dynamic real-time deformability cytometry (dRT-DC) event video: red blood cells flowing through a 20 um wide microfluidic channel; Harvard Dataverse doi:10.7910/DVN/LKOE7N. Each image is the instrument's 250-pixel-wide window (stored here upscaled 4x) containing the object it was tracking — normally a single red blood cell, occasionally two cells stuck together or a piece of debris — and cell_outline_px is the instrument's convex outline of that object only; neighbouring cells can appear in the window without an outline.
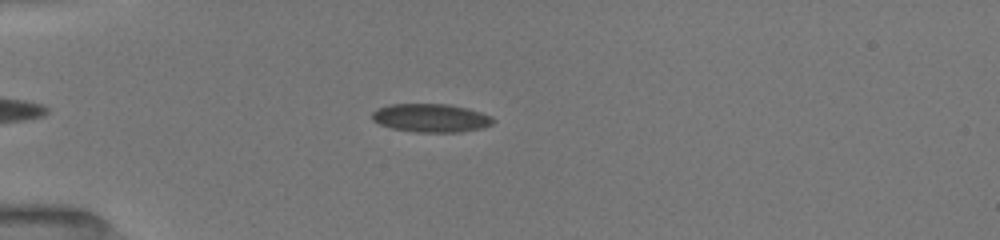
{"species": "common noctule bat (a hibernating species)", "species_latin": "Nyctalus noctula", "temperature_condition": "room temperature", "stored_images_in_passage": 40, "camera_frame_rate_fps": 3000, "um_per_image_px": 0.085, "animal": {"sex": "female", "body_mass_g": 19.5, "forearm_length_mm": 54.1}, "frame": {"image": 1, "passage_image": 9, "time_ms": 2.667, "image_size_px": [1000, 240], "cell_outline_px": [[496, 120], [492, 124], [480, 128], [456, 132], [416, 132], [392, 128], [380, 124], [372, 120], [372, 112], [376, 108], [388, 104], [448, 104], [468, 108], [492, 116]], "centroid_in_image_um": [36.61, 10.01], "position_along_channel_um": 48.4, "area_um2": 20.06}}
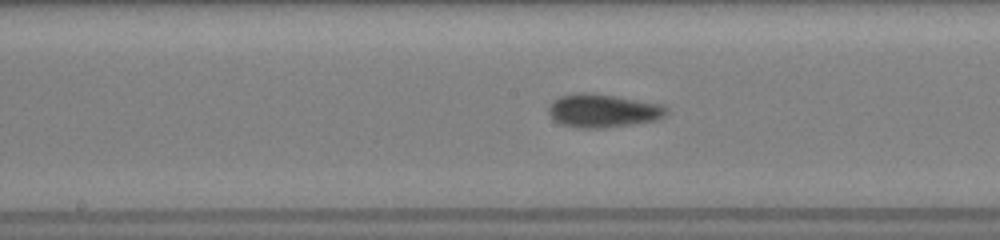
{"frame": {"image": 2, "passage_image": 22, "time_ms": 7.0, "image_size_px": [1000, 240], "cell_outline_px": [[668, 112], [664, 116], [656, 120], [636, 124], [604, 128], [576, 128], [560, 124], [548, 112], [548, 108], [552, 100], [560, 96], [576, 92], [588, 92], [616, 96], [664, 104], [668, 108]], "centroid_in_image_um": [51.27, 9.4], "position_along_channel_um": 196.9, "area_um2": 23.29}}
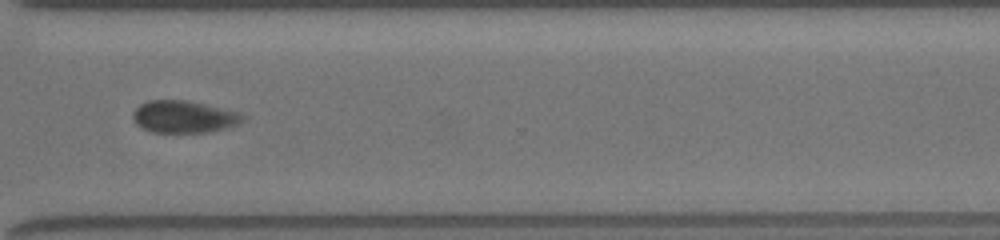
{"frame": {"image": 3, "passage_image": 34, "time_ms": 11.0, "image_size_px": [1000, 240], "cell_outline_px": [[248, 116], [240, 124], [228, 128], [208, 132], [152, 132], [140, 128], [136, 124], [132, 116], [132, 112], [140, 104], [148, 100], [188, 100], [236, 112]], "centroid_in_image_um": [15.62, 9.93], "position_along_channel_um": 355.0, "area_um2": 20.75}}